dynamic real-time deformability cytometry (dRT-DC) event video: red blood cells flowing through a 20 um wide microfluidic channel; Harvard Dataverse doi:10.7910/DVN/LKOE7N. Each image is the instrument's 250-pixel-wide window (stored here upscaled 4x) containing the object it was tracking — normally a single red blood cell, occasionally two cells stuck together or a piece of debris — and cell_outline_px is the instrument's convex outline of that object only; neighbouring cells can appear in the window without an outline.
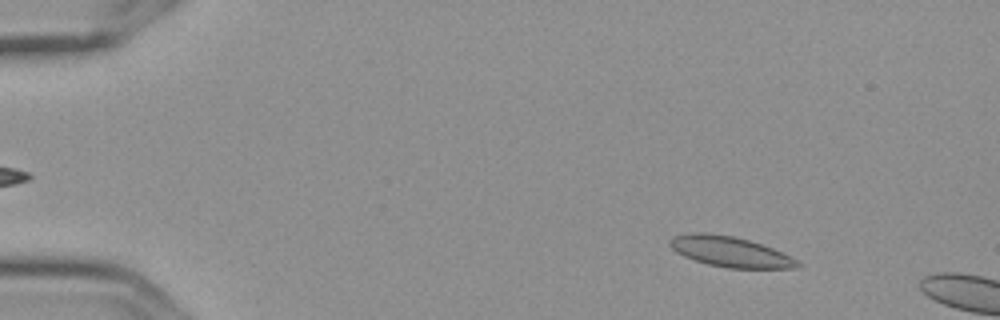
{"species": "Egyptian fruit bat (a non-hibernating species)", "species_latin": "Rousettus aegyptiacus", "temperature_condition": "cold", "stored_images_in_passage": 6, "camera_frame_rate_fps": 3000, "um_per_image_px": 0.085, "frame": {"image": 1, "passage_image": 3, "time_ms": 0.667, "image_size_px": [1000, 320], "cell_outline_px": [[804, 264], [796, 268], [728, 268], [708, 264], [684, 256], [676, 252], [668, 244], [668, 240], [676, 236], [696, 232], [704, 232], [732, 236], [748, 240], [772, 248]], "centroid_in_image_um": [62.05, 21.4], "position_along_channel_um": 23.0, "area_um2": 22.25}}